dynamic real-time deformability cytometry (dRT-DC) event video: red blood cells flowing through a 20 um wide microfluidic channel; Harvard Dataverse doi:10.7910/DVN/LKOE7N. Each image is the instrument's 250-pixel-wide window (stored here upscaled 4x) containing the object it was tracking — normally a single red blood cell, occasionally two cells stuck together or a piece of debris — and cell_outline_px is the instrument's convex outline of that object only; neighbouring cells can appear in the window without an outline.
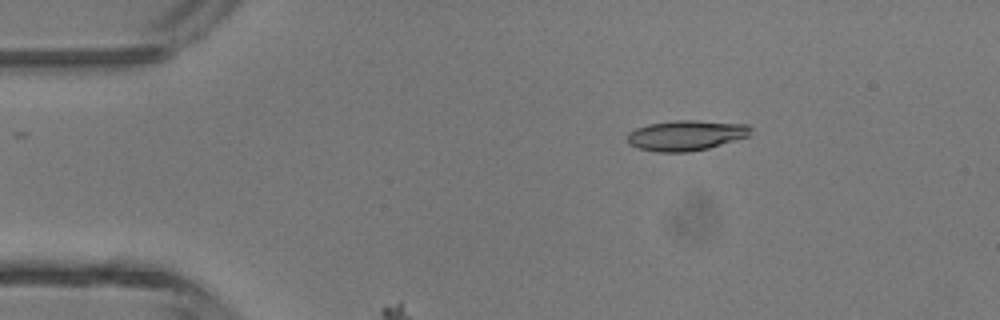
{"species": "common noctule bat (a hibernating species)", "species_latin": "Nyctalus noctula", "temperature_condition": "room temperature", "stored_images_in_passage": 4, "camera_frame_rate_fps": 3000, "um_per_image_px": 0.085, "animal": {"sex": "male", "body_mass_g": 13.3}, "frame": {"image": 1, "passage_image": 2, "time_ms": 0.333, "image_size_px": [1000, 320], "cell_outline_px": [[752, 128], [748, 136], [708, 148], [688, 152], [656, 152], [640, 148], [628, 144], [628, 132], [636, 128], [648, 124], [676, 120], [696, 120], [748, 124]], "centroid_in_image_um": [58.3, 11.5], "position_along_channel_um": 26.7, "area_um2": 21.73}}
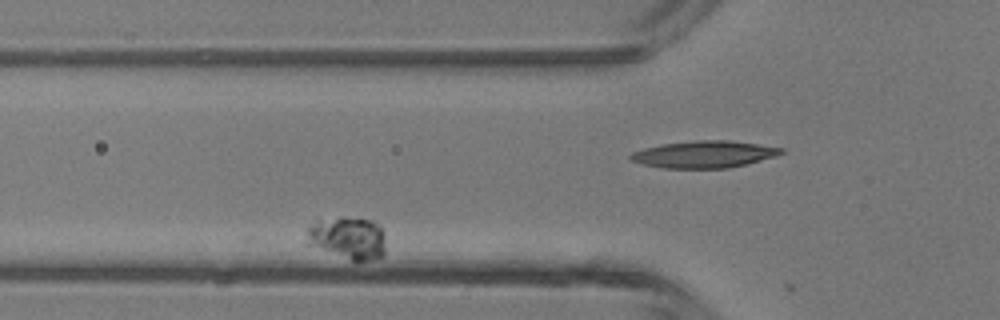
{"frame": {"image": 2, "passage_image": 4, "time_ms": 1.0, "image_size_px": [1000, 320], "cell_outline_px": [[384, 256], [356, 264], [304, 244], [304, 228], [316, 220], [340, 216], [372, 220], [384, 232]], "centroid_in_image_um": [29.46, 20.26], "position_along_channel_um": 96.3, "area_um2": 20.81}}